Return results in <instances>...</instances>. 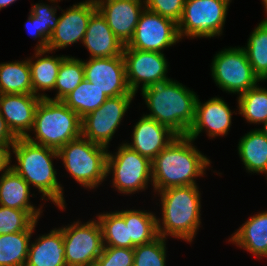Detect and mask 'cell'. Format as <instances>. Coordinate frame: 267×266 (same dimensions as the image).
<instances>
[{"instance_id": "cell-42", "label": "cell", "mask_w": 267, "mask_h": 266, "mask_svg": "<svg viewBox=\"0 0 267 266\" xmlns=\"http://www.w3.org/2000/svg\"><path fill=\"white\" fill-rule=\"evenodd\" d=\"M16 0H0V9L7 7L9 4H12Z\"/></svg>"}, {"instance_id": "cell-30", "label": "cell", "mask_w": 267, "mask_h": 266, "mask_svg": "<svg viewBox=\"0 0 267 266\" xmlns=\"http://www.w3.org/2000/svg\"><path fill=\"white\" fill-rule=\"evenodd\" d=\"M98 221L102 229L104 247L131 249L136 247L131 240H129L128 226H126L123 216L118 211L100 214L98 215Z\"/></svg>"}, {"instance_id": "cell-31", "label": "cell", "mask_w": 267, "mask_h": 266, "mask_svg": "<svg viewBox=\"0 0 267 266\" xmlns=\"http://www.w3.org/2000/svg\"><path fill=\"white\" fill-rule=\"evenodd\" d=\"M85 79L82 60L66 57L62 60L54 88L58 90L53 101H62Z\"/></svg>"}, {"instance_id": "cell-39", "label": "cell", "mask_w": 267, "mask_h": 266, "mask_svg": "<svg viewBox=\"0 0 267 266\" xmlns=\"http://www.w3.org/2000/svg\"><path fill=\"white\" fill-rule=\"evenodd\" d=\"M40 19L35 18L31 13L28 17V21L25 25L26 30L29 32V34L35 38L40 37L41 40L39 42V45H37L36 50H47L48 41L40 34Z\"/></svg>"}, {"instance_id": "cell-41", "label": "cell", "mask_w": 267, "mask_h": 266, "mask_svg": "<svg viewBox=\"0 0 267 266\" xmlns=\"http://www.w3.org/2000/svg\"><path fill=\"white\" fill-rule=\"evenodd\" d=\"M12 145H0V171H8L11 166H9L11 161L10 147ZM7 167V168H6Z\"/></svg>"}, {"instance_id": "cell-1", "label": "cell", "mask_w": 267, "mask_h": 266, "mask_svg": "<svg viewBox=\"0 0 267 266\" xmlns=\"http://www.w3.org/2000/svg\"><path fill=\"white\" fill-rule=\"evenodd\" d=\"M185 136H177L152 161L154 189L196 185L195 177L202 176L210 160L202 155Z\"/></svg>"}, {"instance_id": "cell-16", "label": "cell", "mask_w": 267, "mask_h": 266, "mask_svg": "<svg viewBox=\"0 0 267 266\" xmlns=\"http://www.w3.org/2000/svg\"><path fill=\"white\" fill-rule=\"evenodd\" d=\"M47 95L0 94V113L16 138H26L34 125L35 112Z\"/></svg>"}, {"instance_id": "cell-32", "label": "cell", "mask_w": 267, "mask_h": 266, "mask_svg": "<svg viewBox=\"0 0 267 266\" xmlns=\"http://www.w3.org/2000/svg\"><path fill=\"white\" fill-rule=\"evenodd\" d=\"M65 57H51L45 56L38 58L37 61L32 62L28 60L31 72L32 91L36 95L39 90L54 89L58 71L62 60Z\"/></svg>"}, {"instance_id": "cell-2", "label": "cell", "mask_w": 267, "mask_h": 266, "mask_svg": "<svg viewBox=\"0 0 267 266\" xmlns=\"http://www.w3.org/2000/svg\"><path fill=\"white\" fill-rule=\"evenodd\" d=\"M151 111L149 118L168 127L177 136H185L195 119L197 96L182 84L168 80L142 89Z\"/></svg>"}, {"instance_id": "cell-23", "label": "cell", "mask_w": 267, "mask_h": 266, "mask_svg": "<svg viewBox=\"0 0 267 266\" xmlns=\"http://www.w3.org/2000/svg\"><path fill=\"white\" fill-rule=\"evenodd\" d=\"M233 243L257 257L267 256V211L248 219L231 237Z\"/></svg>"}, {"instance_id": "cell-14", "label": "cell", "mask_w": 267, "mask_h": 266, "mask_svg": "<svg viewBox=\"0 0 267 266\" xmlns=\"http://www.w3.org/2000/svg\"><path fill=\"white\" fill-rule=\"evenodd\" d=\"M97 10L96 2L88 0L70 7L58 17L56 29L48 41L47 50H36L41 57L52 50L62 49L84 39L91 15Z\"/></svg>"}, {"instance_id": "cell-12", "label": "cell", "mask_w": 267, "mask_h": 266, "mask_svg": "<svg viewBox=\"0 0 267 266\" xmlns=\"http://www.w3.org/2000/svg\"><path fill=\"white\" fill-rule=\"evenodd\" d=\"M179 40L177 23L144 7L134 35L126 46L132 49L162 53V49Z\"/></svg>"}, {"instance_id": "cell-34", "label": "cell", "mask_w": 267, "mask_h": 266, "mask_svg": "<svg viewBox=\"0 0 267 266\" xmlns=\"http://www.w3.org/2000/svg\"><path fill=\"white\" fill-rule=\"evenodd\" d=\"M36 223L27 211L0 205V235L33 231Z\"/></svg>"}, {"instance_id": "cell-24", "label": "cell", "mask_w": 267, "mask_h": 266, "mask_svg": "<svg viewBox=\"0 0 267 266\" xmlns=\"http://www.w3.org/2000/svg\"><path fill=\"white\" fill-rule=\"evenodd\" d=\"M238 152L246 170L267 174V138L258 129L243 136L238 144Z\"/></svg>"}, {"instance_id": "cell-17", "label": "cell", "mask_w": 267, "mask_h": 266, "mask_svg": "<svg viewBox=\"0 0 267 266\" xmlns=\"http://www.w3.org/2000/svg\"><path fill=\"white\" fill-rule=\"evenodd\" d=\"M115 36L124 45L132 39L139 16L141 0H94Z\"/></svg>"}, {"instance_id": "cell-15", "label": "cell", "mask_w": 267, "mask_h": 266, "mask_svg": "<svg viewBox=\"0 0 267 266\" xmlns=\"http://www.w3.org/2000/svg\"><path fill=\"white\" fill-rule=\"evenodd\" d=\"M85 79L94 84L106 96H135L126 79L123 54L108 58H90L84 62Z\"/></svg>"}, {"instance_id": "cell-28", "label": "cell", "mask_w": 267, "mask_h": 266, "mask_svg": "<svg viewBox=\"0 0 267 266\" xmlns=\"http://www.w3.org/2000/svg\"><path fill=\"white\" fill-rule=\"evenodd\" d=\"M33 231L0 235V266H25Z\"/></svg>"}, {"instance_id": "cell-19", "label": "cell", "mask_w": 267, "mask_h": 266, "mask_svg": "<svg viewBox=\"0 0 267 266\" xmlns=\"http://www.w3.org/2000/svg\"><path fill=\"white\" fill-rule=\"evenodd\" d=\"M231 116L230 108L222 99L214 97L202 104L197 98L194 123L187 136L195 140L204 128L210 137L225 135L230 129Z\"/></svg>"}, {"instance_id": "cell-33", "label": "cell", "mask_w": 267, "mask_h": 266, "mask_svg": "<svg viewBox=\"0 0 267 266\" xmlns=\"http://www.w3.org/2000/svg\"><path fill=\"white\" fill-rule=\"evenodd\" d=\"M239 114L250 123H265L267 121V90L257 85L238 98Z\"/></svg>"}, {"instance_id": "cell-36", "label": "cell", "mask_w": 267, "mask_h": 266, "mask_svg": "<svg viewBox=\"0 0 267 266\" xmlns=\"http://www.w3.org/2000/svg\"><path fill=\"white\" fill-rule=\"evenodd\" d=\"M134 249L121 247H103L94 266H133Z\"/></svg>"}, {"instance_id": "cell-20", "label": "cell", "mask_w": 267, "mask_h": 266, "mask_svg": "<svg viewBox=\"0 0 267 266\" xmlns=\"http://www.w3.org/2000/svg\"><path fill=\"white\" fill-rule=\"evenodd\" d=\"M82 43L91 58H108L123 54L124 44L115 36L98 9L91 15Z\"/></svg>"}, {"instance_id": "cell-25", "label": "cell", "mask_w": 267, "mask_h": 266, "mask_svg": "<svg viewBox=\"0 0 267 266\" xmlns=\"http://www.w3.org/2000/svg\"><path fill=\"white\" fill-rule=\"evenodd\" d=\"M0 94H33L28 60L0 64Z\"/></svg>"}, {"instance_id": "cell-3", "label": "cell", "mask_w": 267, "mask_h": 266, "mask_svg": "<svg viewBox=\"0 0 267 266\" xmlns=\"http://www.w3.org/2000/svg\"><path fill=\"white\" fill-rule=\"evenodd\" d=\"M18 165L11 168L29 185L32 184L59 208L65 209L62 187L57 181L52 158L59 157L58 150L35 144L27 138H17L12 145Z\"/></svg>"}, {"instance_id": "cell-35", "label": "cell", "mask_w": 267, "mask_h": 266, "mask_svg": "<svg viewBox=\"0 0 267 266\" xmlns=\"http://www.w3.org/2000/svg\"><path fill=\"white\" fill-rule=\"evenodd\" d=\"M165 238L158 236L152 242L134 248L133 266H166Z\"/></svg>"}, {"instance_id": "cell-40", "label": "cell", "mask_w": 267, "mask_h": 266, "mask_svg": "<svg viewBox=\"0 0 267 266\" xmlns=\"http://www.w3.org/2000/svg\"><path fill=\"white\" fill-rule=\"evenodd\" d=\"M16 139L0 113V145H13Z\"/></svg>"}, {"instance_id": "cell-11", "label": "cell", "mask_w": 267, "mask_h": 266, "mask_svg": "<svg viewBox=\"0 0 267 266\" xmlns=\"http://www.w3.org/2000/svg\"><path fill=\"white\" fill-rule=\"evenodd\" d=\"M134 96L109 97L97 109L82 118L81 136L108 147Z\"/></svg>"}, {"instance_id": "cell-22", "label": "cell", "mask_w": 267, "mask_h": 266, "mask_svg": "<svg viewBox=\"0 0 267 266\" xmlns=\"http://www.w3.org/2000/svg\"><path fill=\"white\" fill-rule=\"evenodd\" d=\"M30 185L12 168L0 177V205L27 211L36 221L40 209L29 204Z\"/></svg>"}, {"instance_id": "cell-10", "label": "cell", "mask_w": 267, "mask_h": 266, "mask_svg": "<svg viewBox=\"0 0 267 266\" xmlns=\"http://www.w3.org/2000/svg\"><path fill=\"white\" fill-rule=\"evenodd\" d=\"M61 229L67 266H94L104 247L99 221L74 222Z\"/></svg>"}, {"instance_id": "cell-4", "label": "cell", "mask_w": 267, "mask_h": 266, "mask_svg": "<svg viewBox=\"0 0 267 266\" xmlns=\"http://www.w3.org/2000/svg\"><path fill=\"white\" fill-rule=\"evenodd\" d=\"M161 195L162 224L157 219L158 236L167 235L191 242L200 225V194L197 186L171 187L158 191Z\"/></svg>"}, {"instance_id": "cell-21", "label": "cell", "mask_w": 267, "mask_h": 266, "mask_svg": "<svg viewBox=\"0 0 267 266\" xmlns=\"http://www.w3.org/2000/svg\"><path fill=\"white\" fill-rule=\"evenodd\" d=\"M25 266H67L62 229H54L29 244Z\"/></svg>"}, {"instance_id": "cell-27", "label": "cell", "mask_w": 267, "mask_h": 266, "mask_svg": "<svg viewBox=\"0 0 267 266\" xmlns=\"http://www.w3.org/2000/svg\"><path fill=\"white\" fill-rule=\"evenodd\" d=\"M107 98L105 93L84 79L62 102L83 118L97 110Z\"/></svg>"}, {"instance_id": "cell-13", "label": "cell", "mask_w": 267, "mask_h": 266, "mask_svg": "<svg viewBox=\"0 0 267 266\" xmlns=\"http://www.w3.org/2000/svg\"><path fill=\"white\" fill-rule=\"evenodd\" d=\"M123 57L129 89L136 94L140 82L142 88L170 80L167 76V61L163 53L128 48L124 45Z\"/></svg>"}, {"instance_id": "cell-26", "label": "cell", "mask_w": 267, "mask_h": 266, "mask_svg": "<svg viewBox=\"0 0 267 266\" xmlns=\"http://www.w3.org/2000/svg\"><path fill=\"white\" fill-rule=\"evenodd\" d=\"M128 226L129 240L137 246L152 242L158 237L157 218L152 213L125 210L119 211Z\"/></svg>"}, {"instance_id": "cell-38", "label": "cell", "mask_w": 267, "mask_h": 266, "mask_svg": "<svg viewBox=\"0 0 267 266\" xmlns=\"http://www.w3.org/2000/svg\"><path fill=\"white\" fill-rule=\"evenodd\" d=\"M56 8L45 4H35L31 9V14L39 18L40 34L49 41L53 31L56 29L58 18H56Z\"/></svg>"}, {"instance_id": "cell-7", "label": "cell", "mask_w": 267, "mask_h": 266, "mask_svg": "<svg viewBox=\"0 0 267 266\" xmlns=\"http://www.w3.org/2000/svg\"><path fill=\"white\" fill-rule=\"evenodd\" d=\"M228 0H185L178 22L179 37H214L222 33Z\"/></svg>"}, {"instance_id": "cell-29", "label": "cell", "mask_w": 267, "mask_h": 266, "mask_svg": "<svg viewBox=\"0 0 267 266\" xmlns=\"http://www.w3.org/2000/svg\"><path fill=\"white\" fill-rule=\"evenodd\" d=\"M243 49L247 54L254 74L261 80L267 79V18L252 32L247 47Z\"/></svg>"}, {"instance_id": "cell-37", "label": "cell", "mask_w": 267, "mask_h": 266, "mask_svg": "<svg viewBox=\"0 0 267 266\" xmlns=\"http://www.w3.org/2000/svg\"><path fill=\"white\" fill-rule=\"evenodd\" d=\"M145 8L178 24L185 0H145Z\"/></svg>"}, {"instance_id": "cell-6", "label": "cell", "mask_w": 267, "mask_h": 266, "mask_svg": "<svg viewBox=\"0 0 267 266\" xmlns=\"http://www.w3.org/2000/svg\"><path fill=\"white\" fill-rule=\"evenodd\" d=\"M107 147L80 136L58 150V158L71 176L86 188L98 186L107 176Z\"/></svg>"}, {"instance_id": "cell-18", "label": "cell", "mask_w": 267, "mask_h": 266, "mask_svg": "<svg viewBox=\"0 0 267 266\" xmlns=\"http://www.w3.org/2000/svg\"><path fill=\"white\" fill-rule=\"evenodd\" d=\"M177 135L168 127L145 115L136 123L130 149L152 161Z\"/></svg>"}, {"instance_id": "cell-43", "label": "cell", "mask_w": 267, "mask_h": 266, "mask_svg": "<svg viewBox=\"0 0 267 266\" xmlns=\"http://www.w3.org/2000/svg\"><path fill=\"white\" fill-rule=\"evenodd\" d=\"M264 126H263V129H259L264 135L265 137L267 138V121L265 123H263Z\"/></svg>"}, {"instance_id": "cell-9", "label": "cell", "mask_w": 267, "mask_h": 266, "mask_svg": "<svg viewBox=\"0 0 267 266\" xmlns=\"http://www.w3.org/2000/svg\"><path fill=\"white\" fill-rule=\"evenodd\" d=\"M107 175L113 171V185L122 193L145 189L152 178L151 161L122 144L115 155L108 152Z\"/></svg>"}, {"instance_id": "cell-44", "label": "cell", "mask_w": 267, "mask_h": 266, "mask_svg": "<svg viewBox=\"0 0 267 266\" xmlns=\"http://www.w3.org/2000/svg\"><path fill=\"white\" fill-rule=\"evenodd\" d=\"M264 3V6H265V10H266V13H267V0H262Z\"/></svg>"}, {"instance_id": "cell-8", "label": "cell", "mask_w": 267, "mask_h": 266, "mask_svg": "<svg viewBox=\"0 0 267 266\" xmlns=\"http://www.w3.org/2000/svg\"><path fill=\"white\" fill-rule=\"evenodd\" d=\"M211 69L216 84L229 93L240 95L260 81L253 72L245 50L239 47H230L216 54Z\"/></svg>"}, {"instance_id": "cell-5", "label": "cell", "mask_w": 267, "mask_h": 266, "mask_svg": "<svg viewBox=\"0 0 267 266\" xmlns=\"http://www.w3.org/2000/svg\"><path fill=\"white\" fill-rule=\"evenodd\" d=\"M81 125L82 118L65 103L42 98L32 128L38 141L30 134L26 138L35 144L59 150L81 136Z\"/></svg>"}]
</instances>
